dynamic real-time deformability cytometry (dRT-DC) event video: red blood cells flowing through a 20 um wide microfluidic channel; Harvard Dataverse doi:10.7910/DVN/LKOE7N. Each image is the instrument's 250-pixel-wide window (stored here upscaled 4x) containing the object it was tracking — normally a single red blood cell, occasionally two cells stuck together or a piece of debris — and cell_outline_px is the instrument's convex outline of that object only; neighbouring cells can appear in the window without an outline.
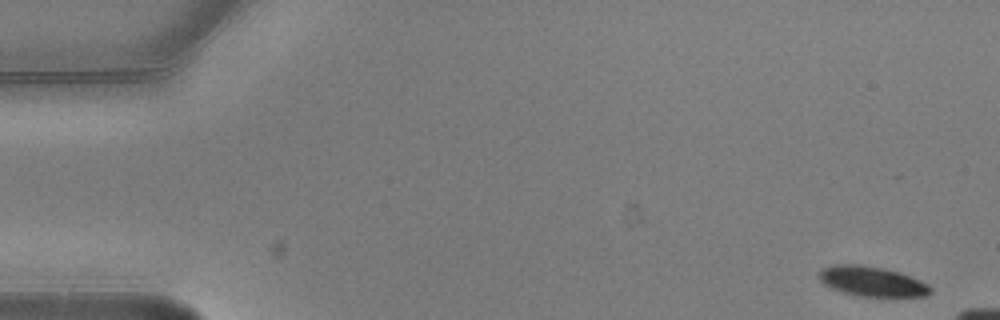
{"species": "common noctule bat (a hibernating species)", "species_latin": "Nyctalus noctula", "temperature_condition": "warm", "stored_images_in_passage": 5, "camera_frame_rate_fps": 3000, "um_per_image_px": 0.085, "animal": {"sex": "male", "body_mass_g": 20.5, "forearm_length_mm": 52.5}, "frame": {"image": 1, "passage_image": 1, "time_ms": 0.0, "image_size_px": [1000, 320], "cell_outline_px": [[932, 292], [928, 296], [860, 296], [844, 292], [832, 288], [824, 284], [820, 280], [820, 272], [824, 268], [836, 264], [860, 264], [884, 268], [900, 272], [920, 280], [928, 284], [932, 288]], "centroid_in_image_um": [74.17, 23.91], "position_along_channel_um": 10.8, "area_um2": 19.31}}